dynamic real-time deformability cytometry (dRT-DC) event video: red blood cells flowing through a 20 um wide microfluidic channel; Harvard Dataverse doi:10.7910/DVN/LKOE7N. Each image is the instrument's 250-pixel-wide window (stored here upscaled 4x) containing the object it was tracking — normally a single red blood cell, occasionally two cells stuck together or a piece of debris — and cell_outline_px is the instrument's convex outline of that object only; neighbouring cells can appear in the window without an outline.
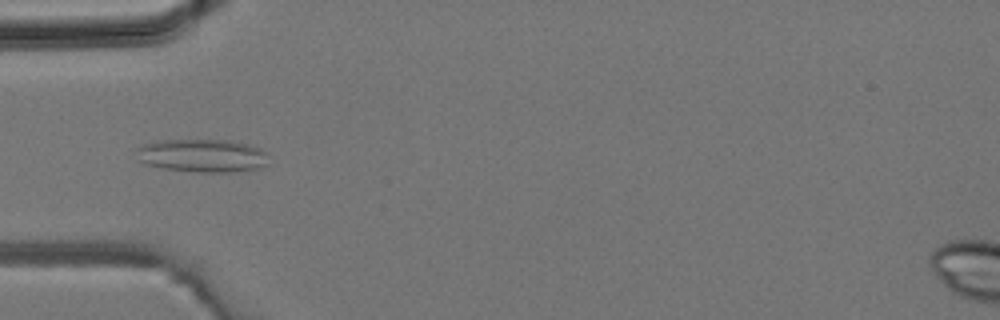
{"species": "common noctule bat (a hibernating species)", "species_latin": "Nyctalus noctula", "temperature_condition": "room temperature", "stored_images_in_passage": 4, "camera_frame_rate_fps": 3000, "um_per_image_px": 0.085, "animal": {"sex": "male", "body_mass_g": 19.2, "forearm_length_mm": 51.8}, "frame": {"image": 1, "passage_image": 3, "time_ms": 0.667, "image_size_px": [1000, 320], "cell_outline_px": [[268, 164], [260, 168], [232, 172], [196, 172], [164, 168], [144, 164], [140, 160], [136, 148], [152, 140], [228, 140], [248, 144], [260, 148], [268, 156]], "centroid_in_image_um": [17.21, 13.22], "position_along_channel_um": 67.8, "area_um2": 25.66}}